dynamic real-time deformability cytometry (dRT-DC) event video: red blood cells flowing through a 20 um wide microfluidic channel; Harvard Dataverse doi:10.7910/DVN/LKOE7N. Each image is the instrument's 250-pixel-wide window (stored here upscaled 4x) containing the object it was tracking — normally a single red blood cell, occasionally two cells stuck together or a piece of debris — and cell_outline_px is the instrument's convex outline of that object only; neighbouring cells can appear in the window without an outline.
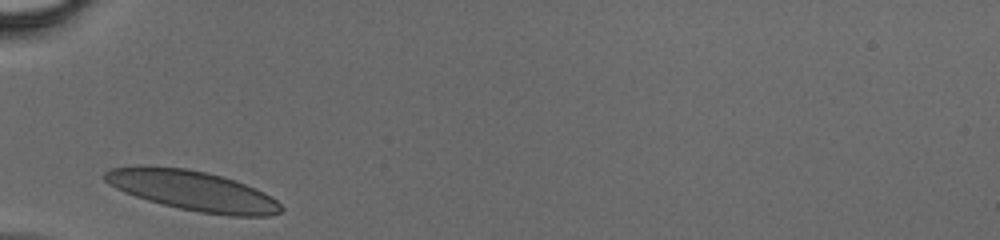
{"species": "human", "species_latin": "Homo sapiens", "temperature_condition": "cold", "stored_images_in_passage": 23, "camera_frame_rate_fps": 3000, "um_per_image_px": 0.085, "donor": {"sex": "male"}, "frame": {"image": 1, "passage_image": 1, "time_ms": 0.0, "image_size_px": [1000, 240], "cell_outline_px": [[284, 208], [280, 212], [268, 216], [228, 216], [200, 212], [180, 208], [148, 200], [124, 192], [108, 184], [104, 180], [104, 172], [108, 168], [140, 164], [148, 164], [188, 168], [208, 172], [256, 188], [264, 192], [276, 200]], "centroid_in_image_um": [16.31, 16.17], "position_along_channel_um": 68.7, "area_um2": 41.33}}
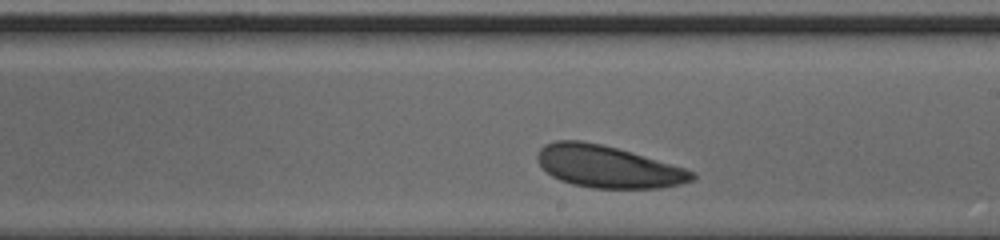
{"frame": {"image": 2, "passage_image": 13, "time_ms": 4.0, "image_size_px": [1000, 240], "cell_outline_px": [[696, 176], [692, 180], [680, 184], [660, 188], [592, 188], [572, 184], [560, 180], [552, 176], [536, 160], [536, 156], [540, 148], [544, 144], [556, 140], [580, 140], [600, 144], [616, 148], [684, 168], [696, 172]], "centroid_in_image_um": [51.63, 14.17], "position_along_channel_um": 237.4, "area_um2": 37.57}}
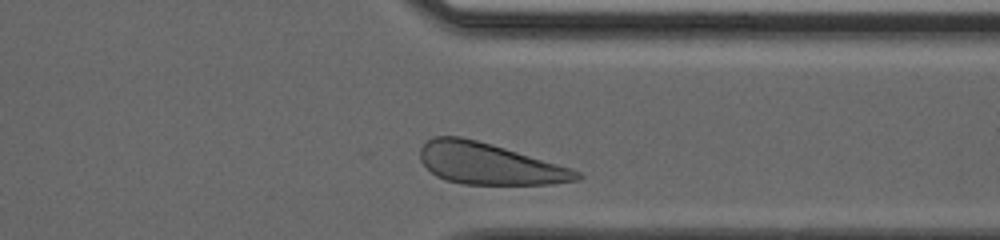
{"frame": {"image": 3, "passage_image": 22, "time_ms": 7.0, "image_size_px": [1000, 240], "cell_outline_px": [[584, 176], [580, 180], [548, 184], [464, 184], [444, 180], [436, 176], [420, 160], [420, 148], [432, 136], [460, 136], [492, 144], [556, 164], [580, 172]], "centroid_in_image_um": [41.53, 13.92], "position_along_channel_um": 369.9, "area_um2": 37.34}}